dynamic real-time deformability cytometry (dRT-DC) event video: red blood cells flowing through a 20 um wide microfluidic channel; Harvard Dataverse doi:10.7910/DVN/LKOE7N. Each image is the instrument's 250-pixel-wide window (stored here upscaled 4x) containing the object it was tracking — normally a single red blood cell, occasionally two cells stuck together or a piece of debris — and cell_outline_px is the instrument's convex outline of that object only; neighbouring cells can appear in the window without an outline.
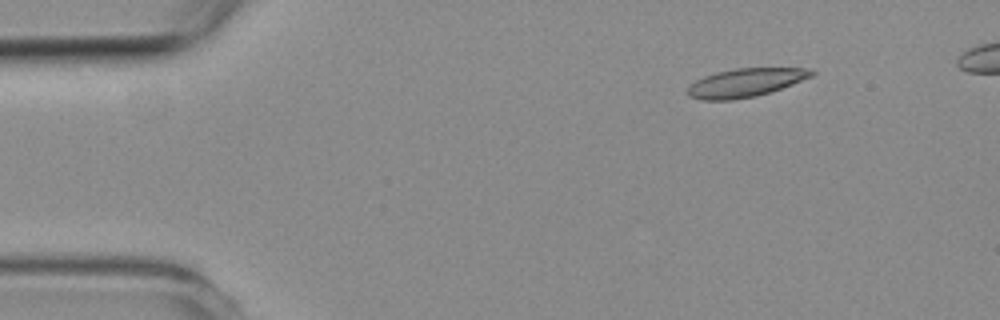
{"species": "common noctule bat (a hibernating species)", "species_latin": "Nyctalus noctula", "temperature_condition": "room temperature", "stored_images_in_passage": 3, "camera_frame_rate_fps": 3000, "um_per_image_px": 0.085, "animal": {"sex": "female", "body_mass_g": 19.3, "forearm_length_mm": 54.1}, "frame": {"image": 1, "passage_image": 1, "time_ms": 0.0, "image_size_px": [1000, 320], "cell_outline_px": [[816, 72], [812, 76], [792, 84], [756, 96], [732, 100], [704, 100], [688, 96], [688, 84], [704, 76], [716, 72], [736, 68], [808, 68]], "centroid_in_image_um": [63.33, 7.02], "position_along_channel_um": 21.7, "area_um2": 20.46}}